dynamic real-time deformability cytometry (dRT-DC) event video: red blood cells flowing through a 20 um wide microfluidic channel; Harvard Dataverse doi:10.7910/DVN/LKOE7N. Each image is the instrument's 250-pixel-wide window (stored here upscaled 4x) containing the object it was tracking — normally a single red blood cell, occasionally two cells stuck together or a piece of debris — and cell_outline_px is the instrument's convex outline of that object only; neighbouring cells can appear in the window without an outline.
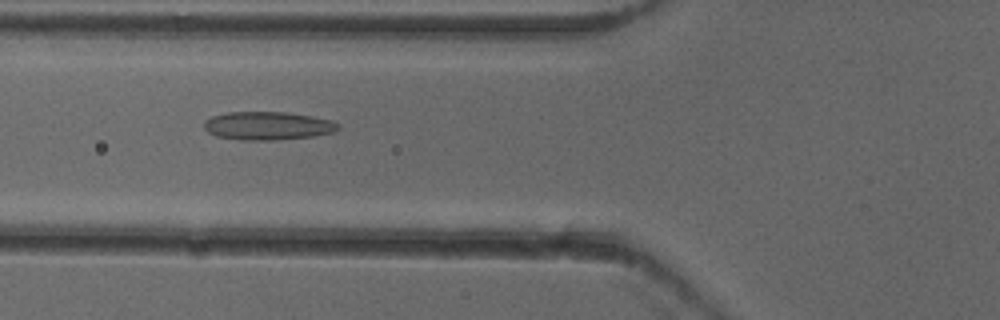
{"species": "common noctule bat (a hibernating species)", "species_latin": "Nyctalus noctula", "temperature_condition": "cold", "stored_images_in_passage": 52, "camera_frame_rate_fps": 3000, "um_per_image_px": 0.085, "animal": {"sex": "female"}, "frame": {"image": 1, "passage_image": 20, "time_ms": 6.333, "image_size_px": [1000, 320], "cell_outline_px": [[340, 128], [332, 132], [312, 136], [276, 140], [240, 140], [216, 136], [208, 132], [204, 128], [204, 124], [212, 116], [228, 112], [284, 112], [312, 116], [332, 120], [340, 124]], "centroid_in_image_um": [22.77, 10.69], "position_along_channel_um": 103.0, "area_um2": 22.02}}
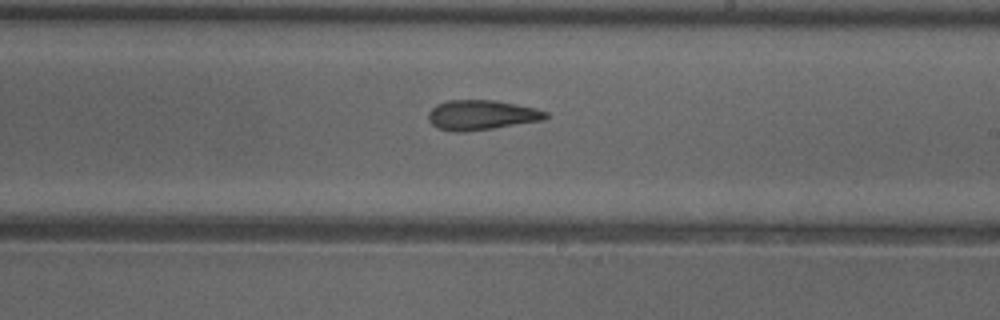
{"frame": {"image": 2, "passage_image": 31, "time_ms": 10.0, "image_size_px": [1000, 320], "cell_outline_px": [[548, 116], [544, 120], [492, 128], [464, 132], [452, 132], [436, 128], [428, 120], [428, 112], [436, 104], [448, 100], [496, 100], [536, 108], [548, 112]], "centroid_in_image_um": [40.9, 9.78], "position_along_channel_um": 248.1, "area_um2": 20.58}}
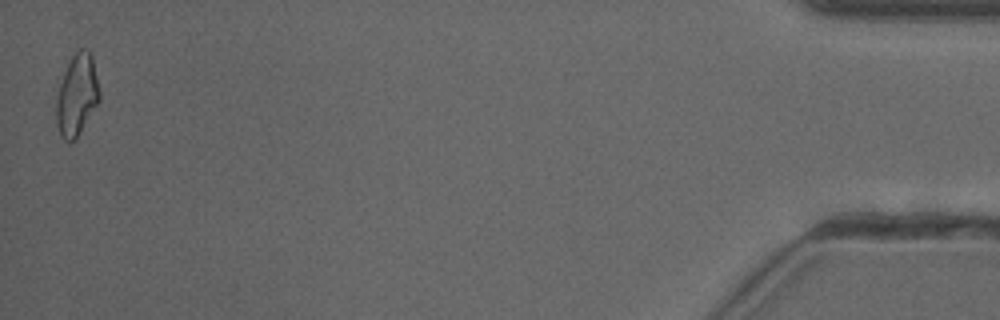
{"frame": {"image": 3, "passage_image": 52, "time_ms": 17.0, "image_size_px": [1000, 320], "cell_outline_px": [[100, 100], [80, 132], [72, 140], [64, 140], [60, 136], [56, 124], [56, 96], [64, 72], [72, 56], [80, 48], [88, 48], [92, 56], [100, 92]], "centroid_in_image_um": [6.53, 8.06], "position_along_channel_um": 428.7, "area_um2": 20.35}, "authors_computed_cell_mechanics": {"area_um2": 20.4612, "velocity_mm_per_s": 3.9451, "shape_relaxation_time_tau1_ms": null, "shape_relaxation_time_tau2_ms": 3.9722, "deformation_change_tau1": null, "deformation_change_tau2": 0.1412}}